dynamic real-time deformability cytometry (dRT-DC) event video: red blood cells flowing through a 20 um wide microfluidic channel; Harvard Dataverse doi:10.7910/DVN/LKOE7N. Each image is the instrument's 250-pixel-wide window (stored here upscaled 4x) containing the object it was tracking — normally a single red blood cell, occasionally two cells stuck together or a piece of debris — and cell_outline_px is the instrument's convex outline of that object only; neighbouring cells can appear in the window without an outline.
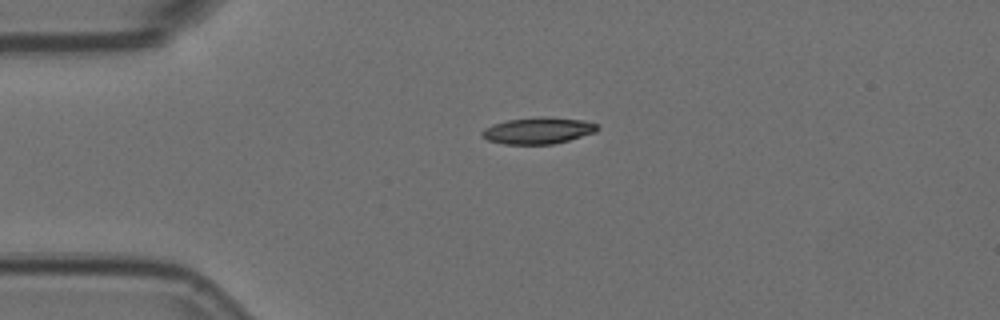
{"species": "Egyptian fruit bat (a non-hibernating species)", "species_latin": "Rousettus aegyptiacus", "temperature_condition": "room temperature", "stored_images_in_passage": 6, "camera_frame_rate_fps": 3000, "um_per_image_px": 0.085, "animal": {"sex": "female"}, "frame": {"image": 1, "passage_image": 4, "time_ms": 1.0, "image_size_px": [1000, 320], "cell_outline_px": [[600, 128], [596, 132], [568, 140], [552, 144], [504, 144], [488, 140], [480, 136], [480, 132], [484, 128], [492, 124], [508, 120], [540, 116], [548, 116], [584, 120], [596, 124]], "centroid_in_image_um": [45.72, 11.09], "position_along_channel_um": 39.3, "area_um2": 17.98}}
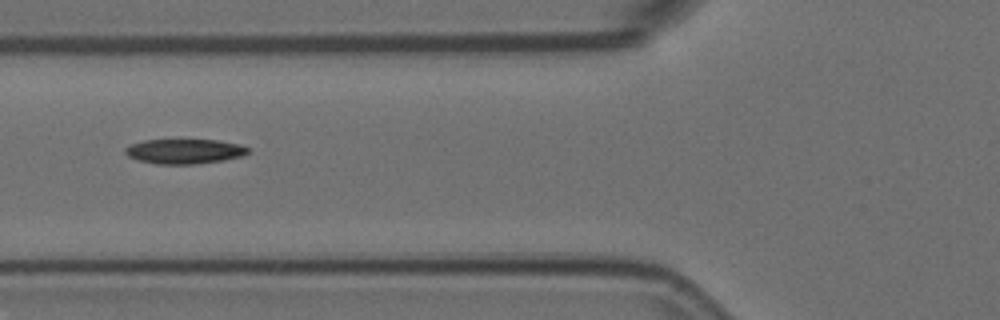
{"frame": {"image": 2, "passage_image": 6, "time_ms": 1.667, "image_size_px": [1000, 320], "cell_outline_px": [[248, 152], [244, 156], [224, 160], [196, 164], [156, 164], [140, 160], [128, 156], [124, 152], [124, 148], [128, 144], [144, 140], [216, 140], [240, 144], [248, 148]], "centroid_in_image_um": [15.66, 12.86], "position_along_channel_um": 110.1, "area_um2": 17.8}}